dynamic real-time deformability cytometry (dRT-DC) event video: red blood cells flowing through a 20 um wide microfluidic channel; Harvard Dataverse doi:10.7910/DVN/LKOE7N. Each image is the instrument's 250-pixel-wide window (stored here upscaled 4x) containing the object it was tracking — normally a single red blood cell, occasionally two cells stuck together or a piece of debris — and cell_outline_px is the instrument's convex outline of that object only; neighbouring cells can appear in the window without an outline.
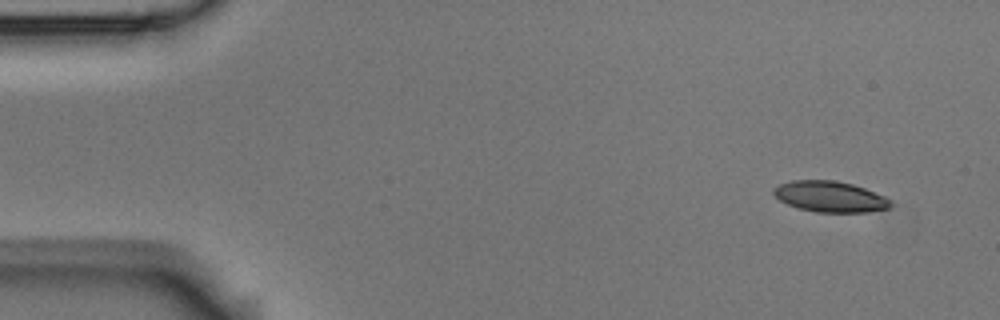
{"species": "Egyptian fruit bat (a non-hibernating species)", "species_latin": "Rousettus aegyptiacus", "temperature_condition": "room temperature", "stored_images_in_passage": 10, "camera_frame_rate_fps": 3000, "um_per_image_px": 0.085, "animal": {"sex": "male"}, "frame": {"image": 1, "passage_image": 1, "time_ms": 0.0, "image_size_px": [1000, 320], "cell_outline_px": [[892, 204], [888, 208], [864, 212], [816, 212], [800, 208], [788, 204], [780, 200], [772, 192], [772, 188], [780, 184], [792, 180], [836, 180], [852, 184], [864, 188], [884, 196], [892, 200]], "centroid_in_image_um": [70.55, 16.7], "position_along_channel_um": 14.5, "area_um2": 20.92}}
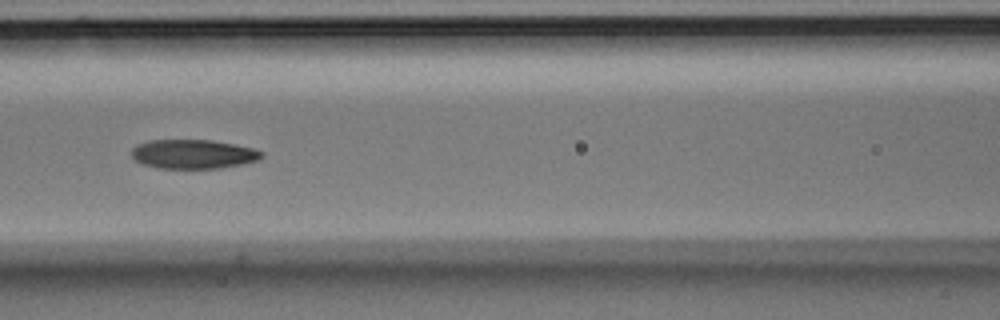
{"frame": {"image": 2, "passage_image": 6, "time_ms": 1.667, "image_size_px": [1000, 320], "cell_outline_px": [[264, 156], [260, 160], [220, 168], [160, 168], [144, 164], [136, 160], [132, 156], [132, 148], [136, 144], [148, 140], [212, 140], [236, 144], [252, 148], [264, 152]], "centroid_in_image_um": [16.45, 13.09], "position_along_channel_um": 150.1, "area_um2": 22.14}}
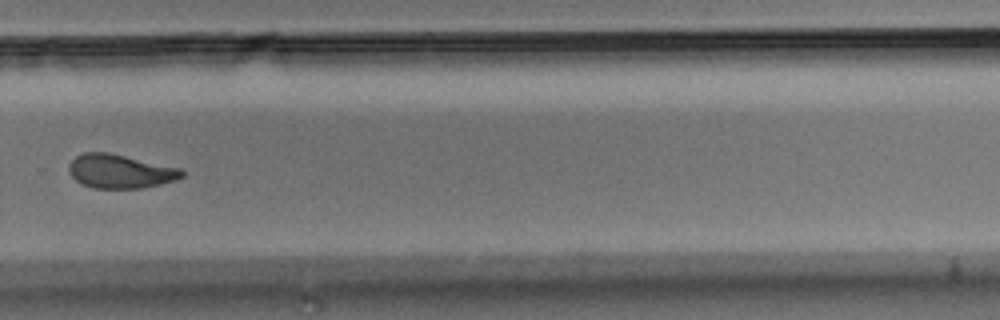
{"frame": {"image": 3, "passage_image": 10, "time_ms": 3.0, "image_size_px": [1000, 320], "cell_outline_px": [[184, 176], [176, 180], [160, 184], [140, 188], [92, 188], [80, 184], [68, 172], [68, 164], [76, 156], [84, 152], [108, 152], [180, 168], [184, 172]], "centroid_in_image_um": [10.18, 14.56], "position_along_channel_um": 319.6, "area_um2": 22.31}}